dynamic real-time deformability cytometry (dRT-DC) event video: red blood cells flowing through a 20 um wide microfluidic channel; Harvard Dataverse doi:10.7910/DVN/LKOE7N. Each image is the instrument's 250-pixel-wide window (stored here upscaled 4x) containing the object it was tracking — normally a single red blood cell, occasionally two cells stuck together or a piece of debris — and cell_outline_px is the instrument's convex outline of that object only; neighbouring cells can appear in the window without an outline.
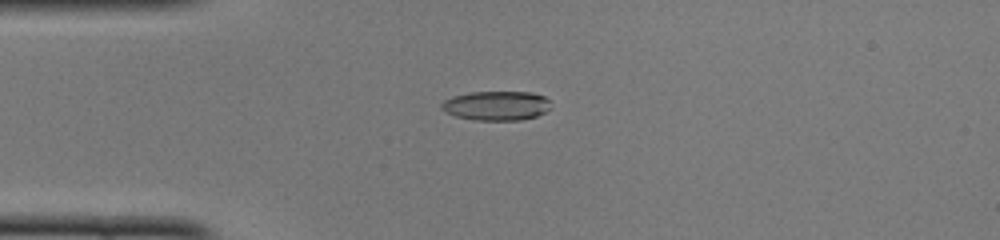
{"species": "common noctule bat (a hibernating species)", "species_latin": "Nyctalus noctula", "temperature_condition": "cold", "stored_images_in_passage": 49, "camera_frame_rate_fps": 3000, "um_per_image_px": 0.085, "animal": {"sex": "female", "body_mass_g": 22.0, "forearm_length_mm": 56.7}, "frame": {"image": 1, "passage_image": 12, "time_ms": 3.667, "image_size_px": [1000, 240], "cell_outline_px": [[552, 108], [536, 116], [520, 120], [472, 120], [456, 116], [444, 112], [440, 108], [440, 104], [444, 100], [452, 96], [472, 92], [532, 92], [544, 96], [548, 100]], "centroid_in_image_um": [42.17, 8.98], "position_along_channel_um": 42.8, "area_um2": 18.84}}
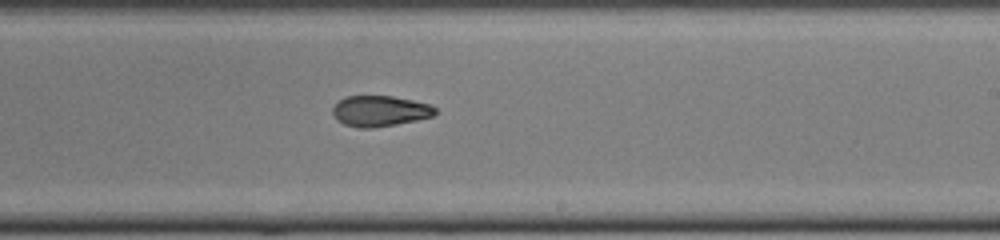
{"frame": {"image": 2, "passage_image": 29, "time_ms": 9.333, "image_size_px": [1000, 240], "cell_outline_px": [[436, 112], [432, 116], [416, 120], [396, 124], [372, 128], [360, 128], [344, 124], [336, 120], [332, 112], [332, 108], [344, 96], [392, 96], [432, 104], [436, 108]], "centroid_in_image_um": [32.28, 9.43], "position_along_channel_um": 256.7, "area_um2": 18.38}}
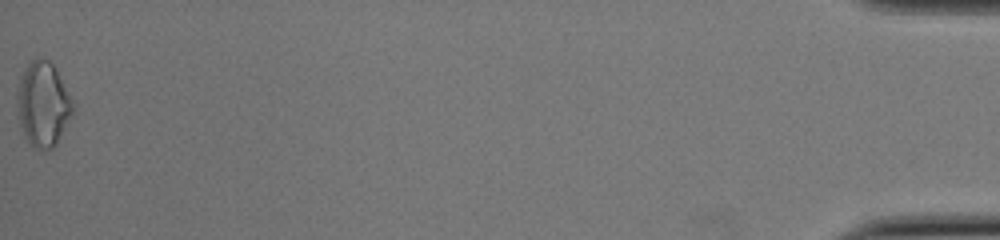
{"frame": {"image": 3, "passage_image": 49, "time_ms": 16.0, "image_size_px": [1000, 240], "cell_outline_px": [[76, 108], [56, 144], [52, 148], [44, 152], [36, 148], [24, 136], [20, 124], [16, 104], [16, 92], [20, 76], [24, 68], [36, 56], [44, 56], [56, 68]], "centroid_in_image_um": [3.65, 8.83], "position_along_channel_um": 431.6, "area_um2": 27.92}, "authors_computed_cell_mechanics": {"area_um2": 18.9584, "velocity_mm_per_s": 4.1084, "shape_relaxation_time_tau1_ms": null, "shape_relaxation_time_tau2_ms": 2.6537, "deformation_change_tau1": null, "deformation_change_tau2": 0.092}}